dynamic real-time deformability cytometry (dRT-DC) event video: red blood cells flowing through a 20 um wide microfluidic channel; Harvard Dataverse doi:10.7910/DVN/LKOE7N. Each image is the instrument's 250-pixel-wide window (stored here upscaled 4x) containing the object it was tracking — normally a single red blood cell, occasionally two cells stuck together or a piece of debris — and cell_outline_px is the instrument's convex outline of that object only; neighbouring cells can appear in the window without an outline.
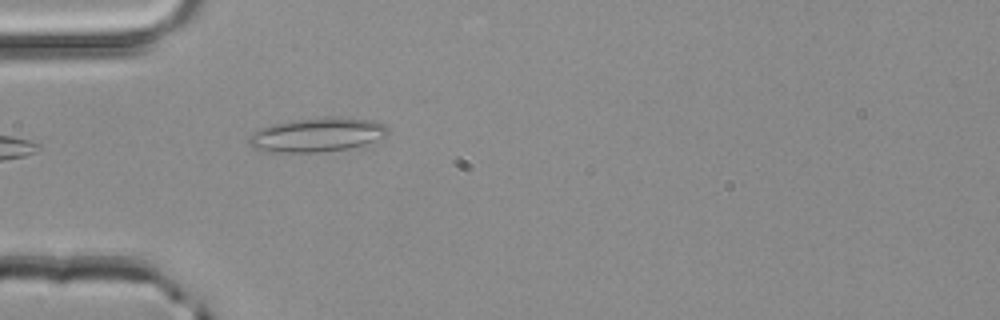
{"species": "common noctule bat (a hibernating species)", "species_latin": "Nyctalus noctula", "temperature_condition": "room temperature", "stored_images_in_passage": 3, "camera_frame_rate_fps": 3000, "um_per_image_px": 0.085, "animal": {"sex": "male", "body_mass_g": 20.4}, "frame": {"image": 1, "passage_image": 3, "time_ms": 0.667, "image_size_px": [1000, 320], "cell_outline_px": [[388, 132], [384, 136], [364, 144], [348, 148], [316, 152], [268, 152], [252, 148], [248, 144], [248, 136], [252, 132], [260, 128], [276, 124], [296, 120], [336, 116], [340, 116], [372, 120], [384, 124], [388, 128]], "centroid_in_image_um": [26.91, 11.45], "position_along_channel_um": 58.1, "area_um2": 27.4}}